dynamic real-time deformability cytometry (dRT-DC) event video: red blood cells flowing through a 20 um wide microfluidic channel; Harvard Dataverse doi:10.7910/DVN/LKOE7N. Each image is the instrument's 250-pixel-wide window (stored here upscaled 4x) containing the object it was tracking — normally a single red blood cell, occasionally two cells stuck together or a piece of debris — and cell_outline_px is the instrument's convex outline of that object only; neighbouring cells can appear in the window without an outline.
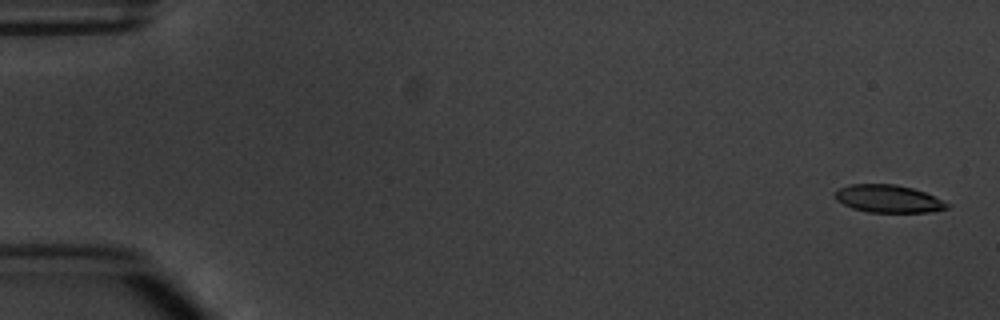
{"species": "common noctule bat (a hibernating species)", "species_latin": "Nyctalus noctula", "temperature_condition": "warm", "stored_images_in_passage": 4, "camera_frame_rate_fps": 3000, "um_per_image_px": 0.085, "animal": {"sex": "male", "body_mass_g": 20.1, "forearm_length_mm": 53.5}, "frame": {"image": 1, "passage_image": 1, "time_ms": 0.0, "image_size_px": [1000, 320], "cell_outline_px": [[952, 204], [948, 208], [932, 212], [868, 212], [852, 208], [836, 200], [836, 192], [840, 188], [852, 184], [896, 184], [912, 188], [924, 192]], "centroid_in_image_um": [75.55, 16.9], "position_along_channel_um": 9.4, "area_um2": 17.98}}
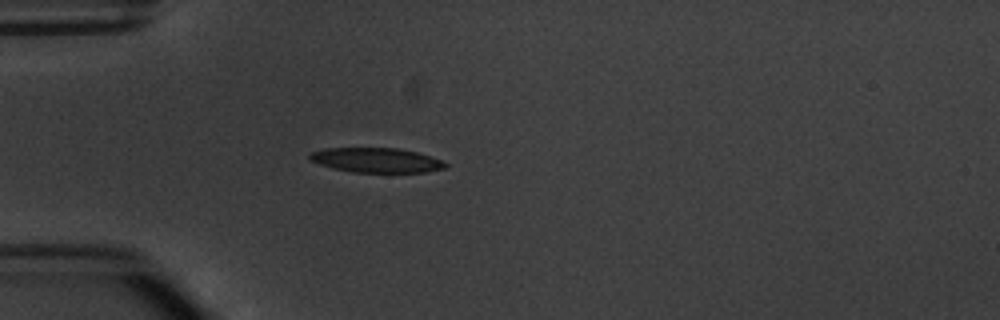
{"frame": {"image": 2, "passage_image": 4, "time_ms": 4.667, "image_size_px": [1000, 320], "cell_outline_px": [[448, 164], [444, 168], [424, 172], [352, 172], [332, 168], [320, 164], [312, 160], [308, 156], [312, 152], [324, 148], [400, 148], [416, 152], [444, 160]], "centroid_in_image_um": [32.01, 13.61], "position_along_channel_um": 53.0, "area_um2": 19.42}}